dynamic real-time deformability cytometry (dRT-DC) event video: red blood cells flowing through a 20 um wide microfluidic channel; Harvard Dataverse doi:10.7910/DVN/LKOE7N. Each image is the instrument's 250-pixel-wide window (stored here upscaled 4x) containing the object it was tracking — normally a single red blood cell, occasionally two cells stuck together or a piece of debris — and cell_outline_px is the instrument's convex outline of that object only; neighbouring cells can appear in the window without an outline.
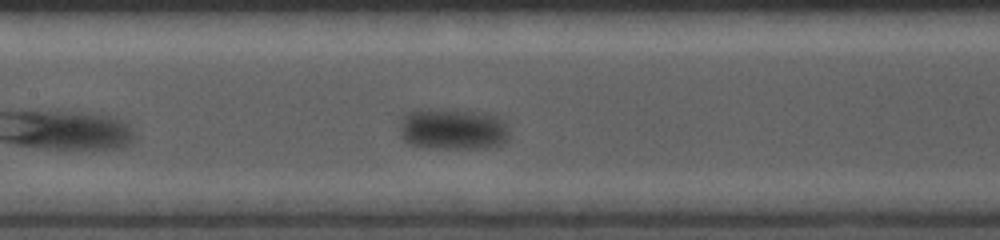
{"species": "common noctule bat (a hibernating species)", "species_latin": "Nyctalus noctula", "temperature_condition": "cold", "stored_images_in_passage": 27, "camera_frame_rate_fps": 5000, "um_per_image_px": 0.085, "animal": {"sex": "female", "body_mass_g": 19.0, "forearm_length_mm": 56.7}, "frame": {"image": 1, "passage_image": 16, "time_ms": 3.0, "image_size_px": [1000, 240], "cell_outline_px": [[508, 140], [500, 144], [484, 148], [436, 148], [412, 144], [404, 140], [400, 136], [400, 124], [404, 116], [412, 108], [456, 108], [488, 112], [496, 116], [508, 124]], "centroid_in_image_um": [38.5, 10.91], "position_along_channel_um": 168.9, "area_um2": 27.22}}